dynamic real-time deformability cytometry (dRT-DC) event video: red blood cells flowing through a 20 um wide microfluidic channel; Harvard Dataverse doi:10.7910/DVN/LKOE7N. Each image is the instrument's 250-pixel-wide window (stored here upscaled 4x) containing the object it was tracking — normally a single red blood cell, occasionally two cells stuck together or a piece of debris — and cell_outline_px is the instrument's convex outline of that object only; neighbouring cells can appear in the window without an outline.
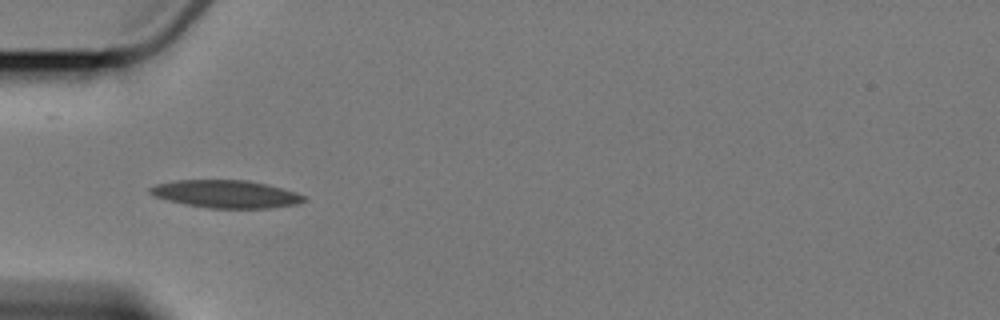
{"species": "Egyptian fruit bat (a non-hibernating species)", "species_latin": "Rousettus aegyptiacus", "temperature_condition": "cold", "stored_images_in_passage": 5, "camera_frame_rate_fps": 3000, "um_per_image_px": 0.085, "animal": {"sex": "female"}, "frame": {"image": 1, "passage_image": 4, "time_ms": 3.667, "image_size_px": [1000, 320], "cell_outline_px": [[308, 200], [296, 204], [268, 208], [208, 208], [184, 204], [156, 196], [148, 192], [148, 188], [156, 184], [176, 180], [248, 180], [296, 192], [304, 196]], "centroid_in_image_um": [19.2, 16.49], "position_along_channel_um": 65.8, "area_um2": 24.62}}
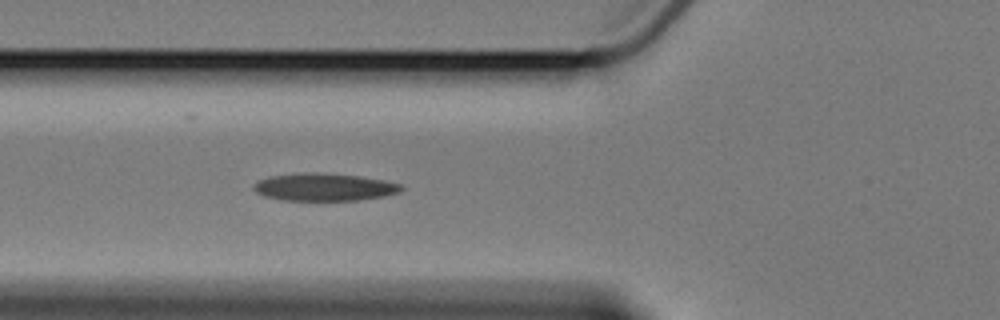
{"frame": {"image": 2, "passage_image": 5, "time_ms": 4.667, "image_size_px": [1000, 320], "cell_outline_px": [[404, 188], [400, 192], [384, 196], [356, 200], [280, 200], [264, 196], [256, 192], [252, 188], [252, 184], [260, 180], [272, 176], [308, 172], [316, 172], [360, 176], [384, 180], [400, 184]], "centroid_in_image_um": [27.55, 15.9], "position_along_channel_um": 98.3, "area_um2": 23.64}}